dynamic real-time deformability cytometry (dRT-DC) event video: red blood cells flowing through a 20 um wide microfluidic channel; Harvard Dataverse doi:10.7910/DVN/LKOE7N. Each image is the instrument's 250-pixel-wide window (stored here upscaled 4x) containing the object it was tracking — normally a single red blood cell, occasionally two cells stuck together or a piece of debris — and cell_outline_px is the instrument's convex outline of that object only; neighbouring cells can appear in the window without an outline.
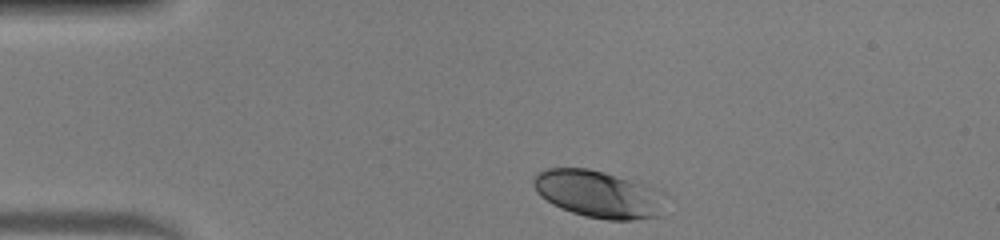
{"species": "human", "species_latin": "Homo sapiens", "temperature_condition": "warm", "stored_images_in_passage": 32, "camera_frame_rate_fps": 3000, "um_per_image_px": 0.085, "donor": {"sex": "male"}, "frame": {"image": 1, "passage_image": 1, "time_ms": 0.0, "image_size_px": [1000, 240], "cell_outline_px": [[668, 196], [656, 216], [632, 220], [608, 220], [584, 216], [560, 208], [552, 204], [540, 196], [536, 192], [532, 184], [532, 180], [536, 172], [548, 168], [588, 168], [604, 172], [648, 184], [664, 192]], "centroid_in_image_um": [50.86, 16.48], "position_along_channel_um": 34.1, "area_um2": 36.7}}
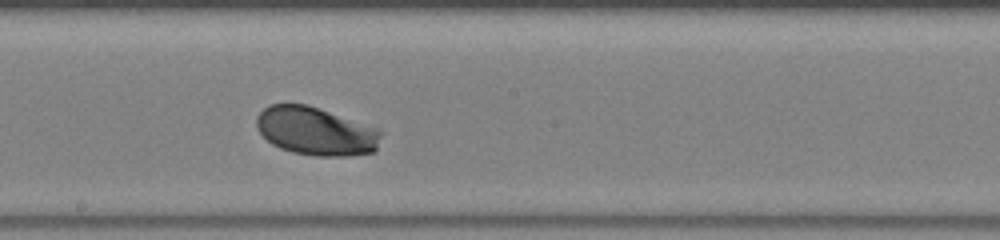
{"frame": {"image": 2, "passage_image": 18, "time_ms": 5.667, "image_size_px": [1000, 240], "cell_outline_px": [[384, 132], [376, 148], [372, 152], [352, 156], [316, 156], [292, 152], [280, 148], [272, 144], [256, 128], [256, 116], [268, 104], [308, 104], [376, 128]], "centroid_in_image_um": [26.83, 11.15], "position_along_channel_um": 221.4, "area_um2": 35.03}}
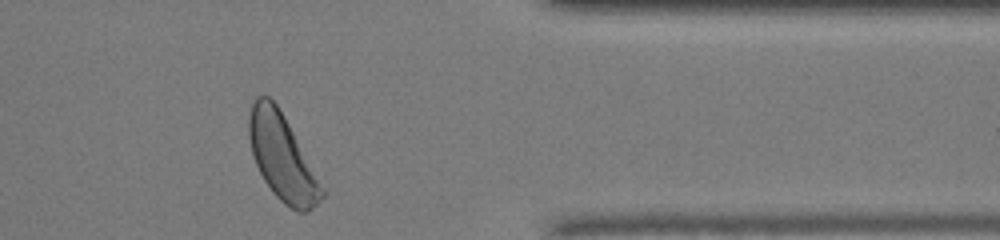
{"frame": {"image": 3, "passage_image": 31, "time_ms": 10.0, "image_size_px": [1000, 240], "cell_outline_px": [[324, 196], [308, 212], [296, 212], [284, 204], [272, 192], [264, 180], [252, 156], [248, 136], [248, 120], [252, 104], [256, 96], [268, 96], [276, 104], [284, 116], [324, 188]], "centroid_in_image_um": [23.96, 13.39], "position_along_channel_um": 387.4, "area_um2": 36.18}, "authors_computed_cell_mechanics": {"area_um2": 34.8823, "velocity_mm_per_s": 4.2034, "shape_relaxation_time_tau1_ms": 1.3862, "shape_relaxation_time_tau2_ms": null, "deformation_change_tau1": 0.1348, "deformation_change_tau2": null}}